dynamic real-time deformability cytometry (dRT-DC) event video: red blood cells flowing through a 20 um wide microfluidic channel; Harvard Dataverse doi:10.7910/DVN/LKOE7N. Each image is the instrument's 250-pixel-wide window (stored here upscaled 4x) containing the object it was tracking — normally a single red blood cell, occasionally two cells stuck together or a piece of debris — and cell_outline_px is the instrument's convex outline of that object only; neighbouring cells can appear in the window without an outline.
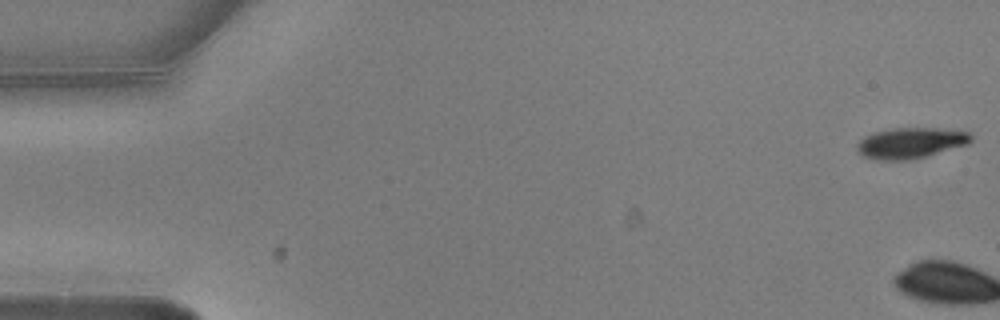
{"species": "common noctule bat (a hibernating species)", "species_latin": "Nyctalus noctula", "temperature_condition": "warm", "stored_images_in_passage": 6, "camera_frame_rate_fps": 3000, "um_per_image_px": 0.085, "animal": {"sex": "male", "body_mass_g": 20.5, "forearm_length_mm": 52.5}, "frame": {"image": 1, "passage_image": 1, "time_ms": 0.0, "image_size_px": [1000, 320], "cell_outline_px": [[972, 140], [968, 144], [912, 160], [880, 160], [864, 156], [856, 148], [856, 144], [864, 136], [876, 132], [892, 128], [940, 128], [968, 132], [972, 136]], "centroid_in_image_um": [77.41, 12.15], "position_along_channel_um": 7.6, "area_um2": 20.35}}